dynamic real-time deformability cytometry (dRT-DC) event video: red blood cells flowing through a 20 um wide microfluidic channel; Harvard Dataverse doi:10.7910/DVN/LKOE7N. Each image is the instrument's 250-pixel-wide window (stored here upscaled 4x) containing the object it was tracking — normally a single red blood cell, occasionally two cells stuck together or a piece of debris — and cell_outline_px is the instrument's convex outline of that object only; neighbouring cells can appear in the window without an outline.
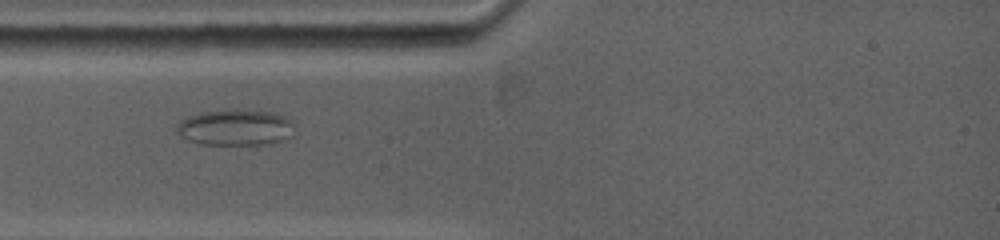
{"species": "common noctule bat (a hibernating species)", "species_latin": "Nyctalus noctula", "temperature_condition": "warm", "stored_images_in_passage": 46, "camera_frame_rate_fps": 5000, "um_per_image_px": 0.085, "animal": {"sex": "female", "body_mass_g": 19.0, "forearm_length_mm": 53.3}, "frame": {"image": 1, "passage_image": 2, "time_ms": 0.2, "image_size_px": [1000, 240], "cell_outline_px": [[296, 136], [272, 144], [200, 144], [188, 140], [176, 132], [176, 124], [180, 120], [188, 116], [200, 112], [272, 112], [284, 116], [292, 120]], "centroid_in_image_um": [20.06, 10.88], "position_along_channel_um": 64.9, "area_um2": 24.39}}
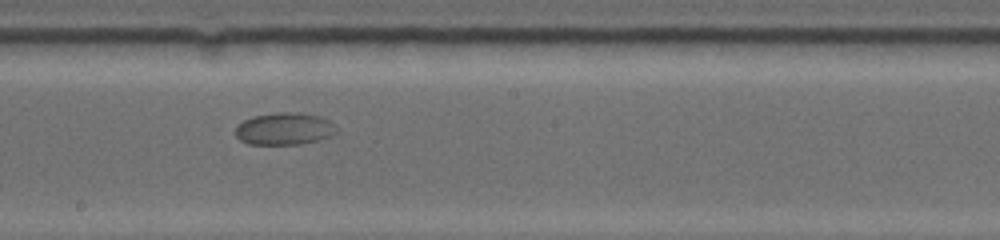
{"frame": {"image": 2, "passage_image": 21, "time_ms": 4.6, "image_size_px": [1000, 240], "cell_outline_px": [[336, 132], [332, 136], [320, 140], [300, 144], [248, 144], [240, 140], [236, 136], [236, 128], [244, 120], [252, 116], [276, 112], [300, 112], [320, 116], [336, 124]], "centroid_in_image_um": [24.21, 10.94], "position_along_channel_um": 224.0, "area_um2": 19.13}}
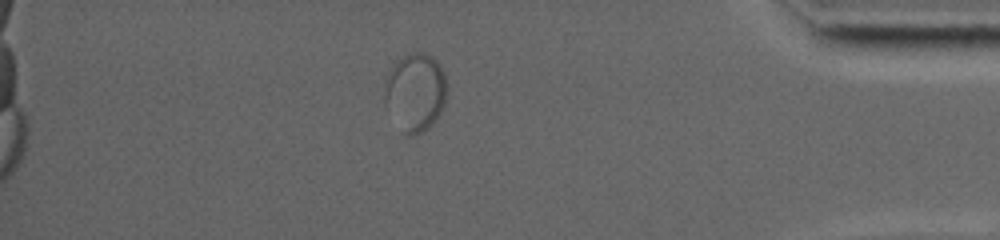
{"frame": {"image": 3, "passage_image": 40, "time_ms": 10.6, "image_size_px": [1000, 240], "cell_outline_px": [[444, 104], [440, 112], [428, 128], [424, 132], [412, 136], [408, 136], [404, 132], [384, 104], [384, 92], [388, 72], [396, 60], [408, 52], [424, 52], [432, 56], [440, 64], [444, 72]], "centroid_in_image_um": [35.27, 7.8], "position_along_channel_um": 399.9, "area_um2": 28.15}}